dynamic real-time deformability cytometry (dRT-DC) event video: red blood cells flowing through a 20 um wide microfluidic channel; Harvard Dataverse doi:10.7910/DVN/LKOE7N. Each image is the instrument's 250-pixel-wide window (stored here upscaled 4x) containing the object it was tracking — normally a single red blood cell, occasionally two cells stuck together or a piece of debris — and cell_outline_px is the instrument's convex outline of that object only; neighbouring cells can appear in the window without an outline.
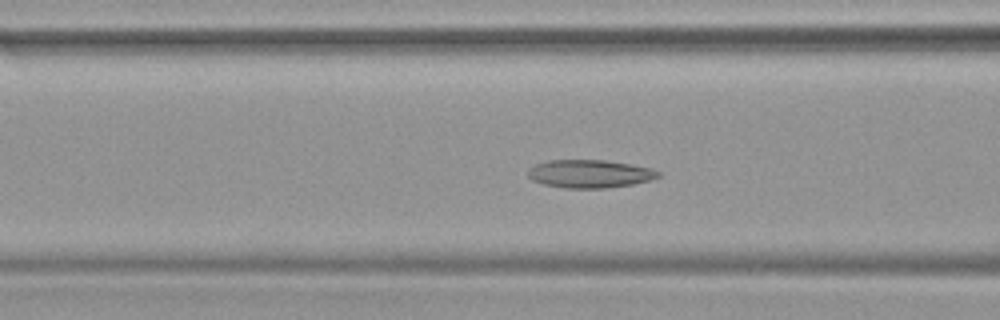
{"species": "common noctule bat (a hibernating species)", "species_latin": "Nyctalus noctula", "temperature_condition": "warm", "stored_images_in_passage": 43, "camera_frame_rate_fps": 3000, "um_per_image_px": 0.085, "animal": {"sex": "female", "body_mass_g": 19.9}, "frame": {"image": 1, "passage_image": 15, "time_ms": 4.667, "image_size_px": [1000, 320], "cell_outline_px": [[660, 176], [648, 180], [632, 184], [608, 188], [564, 188], [544, 184], [532, 180], [528, 176], [528, 168], [536, 164], [548, 160], [604, 160], [652, 168], [660, 172]], "centroid_in_image_um": [50.1, 14.77], "position_along_channel_um": 116.5, "area_um2": 21.21}}
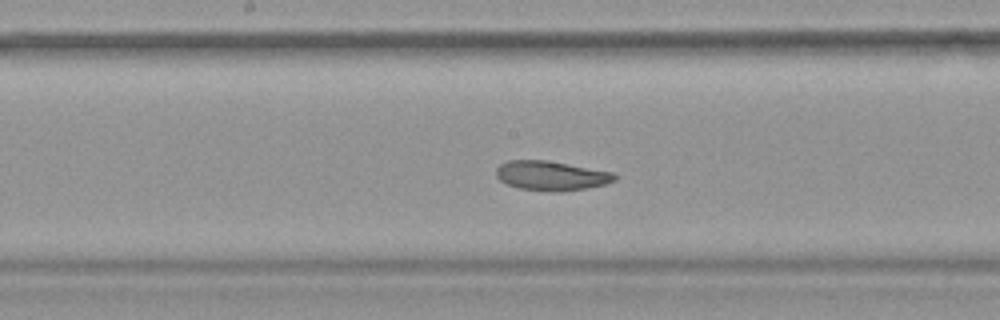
{"frame": {"image": 2, "passage_image": 21, "time_ms": 6.667, "image_size_px": [1000, 320], "cell_outline_px": [[616, 180], [604, 184], [588, 188], [560, 192], [552, 192], [520, 188], [508, 184], [500, 180], [496, 176], [496, 168], [500, 164], [508, 160], [548, 160], [616, 172]], "centroid_in_image_um": [46.88, 14.92], "position_along_channel_um": 201.3, "area_um2": 20.58}}
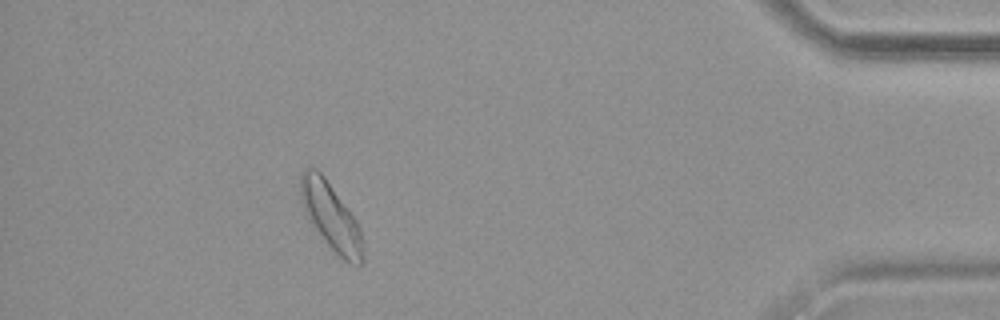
{"frame": {"image": 3, "passage_image": 39, "time_ms": 12.667, "image_size_px": [1000, 320], "cell_outline_px": [[364, 264], [360, 264], [344, 260], [312, 228], [308, 220], [300, 200], [300, 172], [304, 168], [316, 168], [324, 176], [356, 220], [360, 228], [364, 248]], "centroid_in_image_um": [28.1, 18.39], "position_along_channel_um": 407.1, "area_um2": 24.39}}